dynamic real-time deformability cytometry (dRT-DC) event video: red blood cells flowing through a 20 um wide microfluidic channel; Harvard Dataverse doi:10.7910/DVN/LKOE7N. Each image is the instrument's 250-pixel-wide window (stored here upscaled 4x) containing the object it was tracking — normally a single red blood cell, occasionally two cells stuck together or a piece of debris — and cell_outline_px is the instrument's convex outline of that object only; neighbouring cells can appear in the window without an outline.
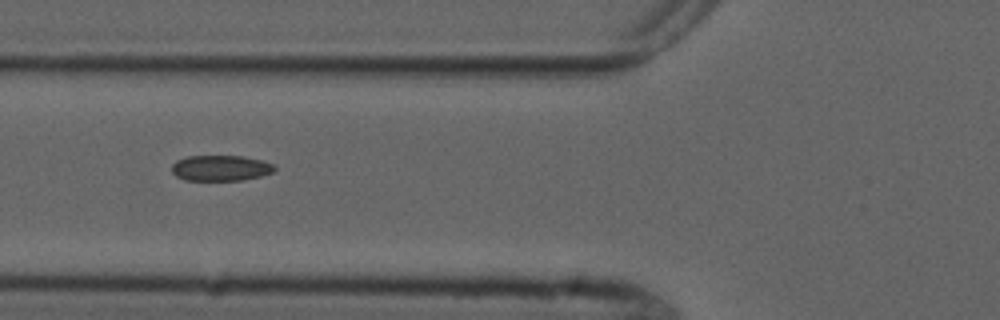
{"species": "common noctule bat (a hibernating species)", "species_latin": "Nyctalus noctula", "temperature_condition": "cold", "stored_images_in_passage": 6, "camera_frame_rate_fps": 3000, "um_per_image_px": 0.085, "animal": {"sex": "male", "forearm_length_mm": 52.5}, "frame": {"image": 1, "passage_image": 3, "time_ms": 2.333, "image_size_px": [1000, 320], "cell_outline_px": [[276, 168], [272, 172], [260, 176], [244, 180], [184, 180], [176, 176], [172, 172], [172, 164], [176, 160], [188, 156], [244, 156], [264, 160], [272, 164]], "centroid_in_image_um": [18.75, 14.28], "position_along_channel_um": 107.1, "area_um2": 15.43}}
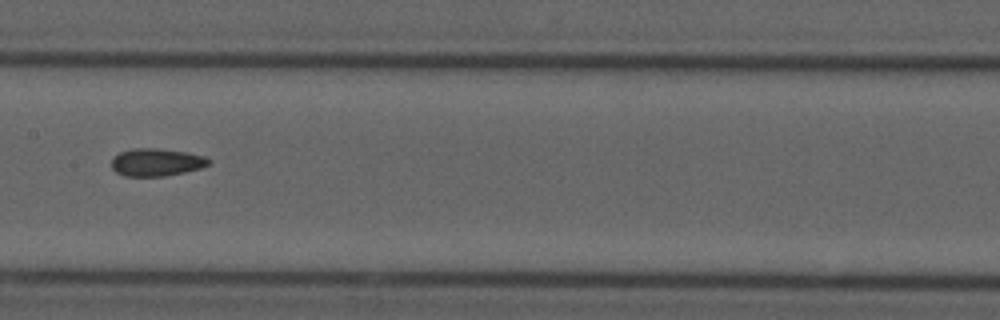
{"frame": {"image": 2, "passage_image": 5, "time_ms": 4.667, "image_size_px": [1000, 320], "cell_outline_px": [[212, 160], [208, 164], [200, 168], [184, 172], [164, 176], [124, 176], [116, 172], [112, 168], [112, 156], [120, 152], [132, 148], [156, 148], [184, 152], [204, 156]], "centroid_in_image_um": [13.26, 13.79], "position_along_channel_um": 194.1, "area_um2": 15.61}}
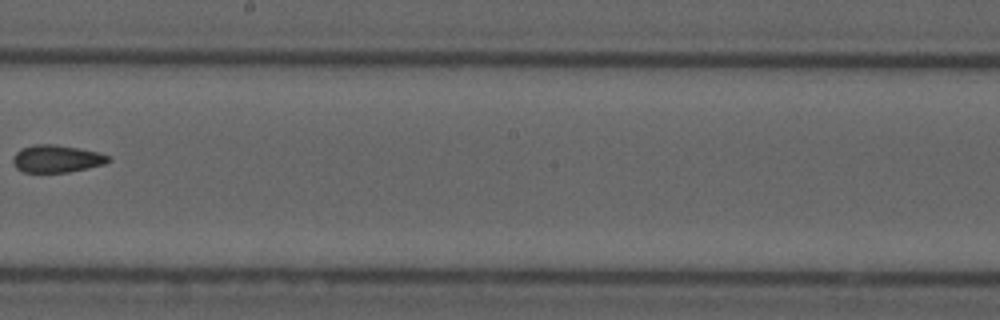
{"frame": {"image": 3, "passage_image": 6, "time_ms": 6.0, "image_size_px": [1000, 320], "cell_outline_px": [[112, 160], [104, 164], [88, 168], [68, 172], [24, 172], [16, 168], [12, 160], [12, 156], [20, 148], [32, 144], [52, 144], [80, 148], [100, 152], [112, 156]], "centroid_in_image_um": [4.84, 13.48], "position_along_channel_um": 243.4, "area_um2": 15.55}}